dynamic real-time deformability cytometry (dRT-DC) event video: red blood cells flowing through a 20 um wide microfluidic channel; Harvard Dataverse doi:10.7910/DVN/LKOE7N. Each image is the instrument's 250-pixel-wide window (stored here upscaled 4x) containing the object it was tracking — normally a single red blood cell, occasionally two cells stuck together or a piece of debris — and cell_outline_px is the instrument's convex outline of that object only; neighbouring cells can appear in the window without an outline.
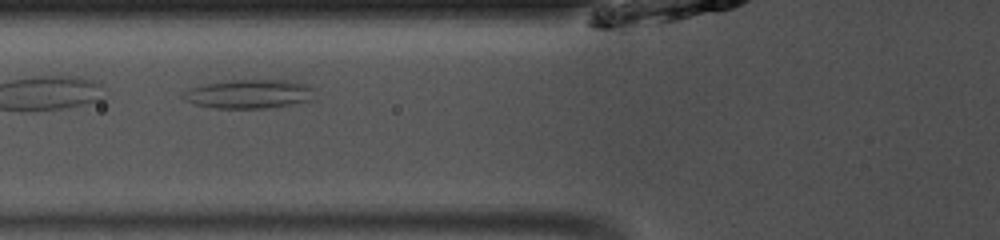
{"species": "common noctule bat (a hibernating species)", "species_latin": "Nyctalus noctula", "temperature_condition": "room temperature", "stored_images_in_passage": 49, "camera_frame_rate_fps": 3000, "um_per_image_px": 0.085, "animal": {"sex": "male", "body_mass_g": 13.0, "forearm_length_mm": 53.1}, "frame": {"image": 1, "passage_image": 19, "time_ms": 6.0, "image_size_px": [1000, 240], "cell_outline_px": [[316, 100], [268, 108], [216, 108], [196, 104], [180, 96], [180, 92], [192, 88], [208, 84], [228, 80], [288, 80], [308, 84], [312, 88]], "centroid_in_image_um": [21.24, 7.99], "position_along_channel_um": 104.6, "area_um2": 22.2}}
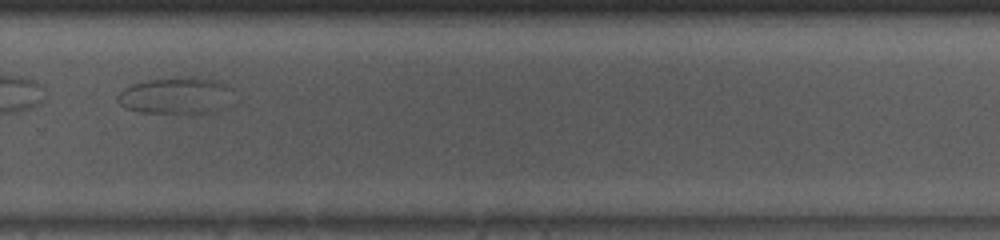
{"frame": {"image": 2, "passage_image": 35, "time_ms": 11.333, "image_size_px": [1000, 240], "cell_outline_px": [[236, 88], [216, 108], [208, 112], [144, 112], [124, 108], [120, 104], [116, 96], [124, 88], [132, 84], [148, 80], [212, 80]], "centroid_in_image_um": [14.82, 8.15], "position_along_channel_um": 315.0, "area_um2": 22.83}}
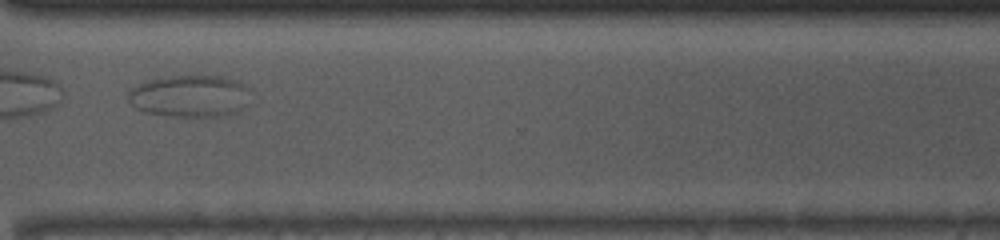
{"frame": {"image": 3, "passage_image": 38, "time_ms": 12.333, "image_size_px": [1000, 240], "cell_outline_px": [[256, 92], [244, 108], [236, 112], [220, 116], [164, 116], [144, 112], [136, 108], [128, 100], [128, 92], [132, 88], [144, 80], [168, 76], [220, 76], [236, 80], [244, 84]], "centroid_in_image_um": [16.19, 8.16], "position_along_channel_um": 354.4, "area_um2": 30.63}}